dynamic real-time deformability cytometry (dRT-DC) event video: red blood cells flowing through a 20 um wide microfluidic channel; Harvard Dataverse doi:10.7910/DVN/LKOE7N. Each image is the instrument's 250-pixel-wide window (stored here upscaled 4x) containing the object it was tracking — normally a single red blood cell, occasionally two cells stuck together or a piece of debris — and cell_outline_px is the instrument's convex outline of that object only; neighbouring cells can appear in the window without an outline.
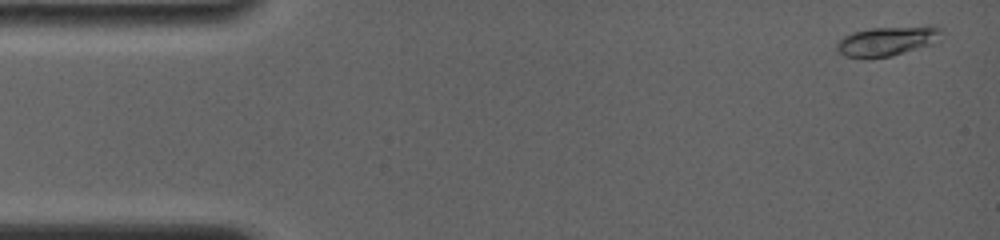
{"species": "common noctule bat (a hibernating species)", "species_latin": "Nyctalus noctula", "temperature_condition": "room temperature", "stored_images_in_passage": 19, "camera_frame_rate_fps": 4000, "um_per_image_px": 0.085, "animal": {"sex": "female", "body_mass_g": 19.0, "forearm_length_mm": 56.7}, "frame": {"image": 1, "passage_image": 3, "time_ms": 0.5, "image_size_px": [1000, 240], "cell_outline_px": [[944, 32], [932, 44], [892, 56], [864, 60], [844, 56], [836, 48], [836, 44], [844, 36], [852, 32], [872, 28], [928, 24], [936, 24]], "centroid_in_image_um": [75.44, 3.48], "position_along_channel_um": 9.6, "area_um2": 18.73}}
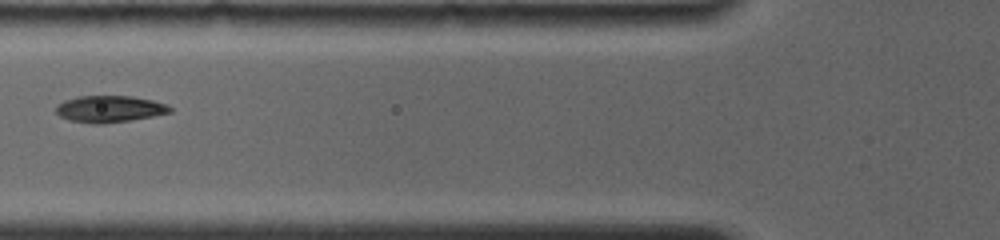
{"frame": {"image": 2, "passage_image": 15, "time_ms": 6.25, "image_size_px": [1000, 240], "cell_outline_px": [[172, 112], [152, 116], [104, 124], [92, 124], [68, 120], [60, 116], [56, 112], [56, 108], [64, 100], [80, 96], [132, 96], [152, 100], [168, 104], [172, 108]], "centroid_in_image_um": [9.32, 9.26], "position_along_channel_um": 116.5, "area_um2": 17.69}}
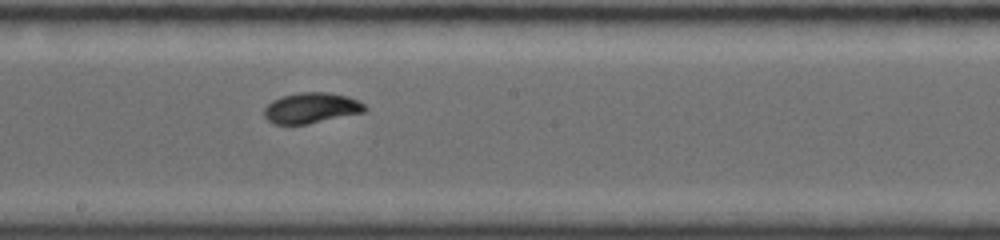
{"frame": {"image": 3, "passage_image": 19, "time_ms": 9.0, "image_size_px": [1000, 240], "cell_outline_px": [[368, 108], [364, 112], [308, 124], [276, 124], [268, 120], [264, 116], [264, 108], [272, 100], [280, 96], [296, 92], [328, 92], [348, 96], [364, 104]], "centroid_in_image_um": [26.44, 9.16], "position_along_channel_um": 221.8, "area_um2": 18.03}}